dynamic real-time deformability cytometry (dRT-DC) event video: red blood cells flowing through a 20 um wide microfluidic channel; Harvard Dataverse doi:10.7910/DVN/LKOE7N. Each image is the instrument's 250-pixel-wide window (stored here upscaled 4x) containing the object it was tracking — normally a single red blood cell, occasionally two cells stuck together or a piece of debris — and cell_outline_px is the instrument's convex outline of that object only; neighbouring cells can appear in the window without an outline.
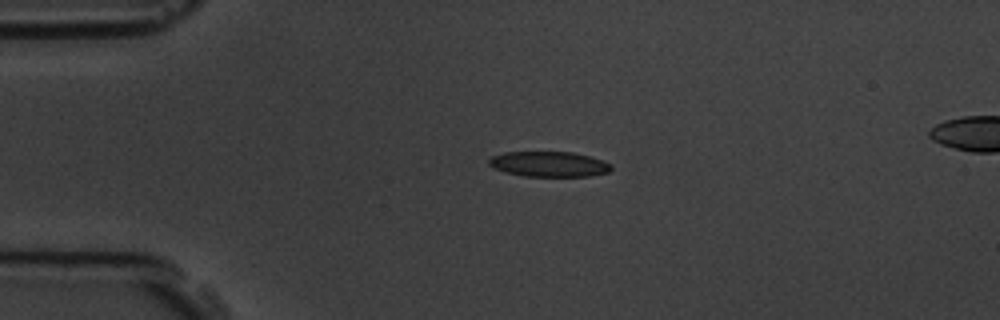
{"species": "common noctule bat (a hibernating species)", "species_latin": "Nyctalus noctula", "temperature_condition": "room temperature", "stored_images_in_passage": 4, "camera_frame_rate_fps": 3000, "um_per_image_px": 0.085, "animal": {"sex": "male", "body_mass_g": 19.5, "forearm_length_mm": 54.6}, "frame": {"image": 1, "passage_image": 3, "time_ms": 3.0, "image_size_px": [1000, 320], "cell_outline_px": [[612, 168], [608, 172], [588, 176], [524, 176], [504, 172], [488, 164], [488, 160], [492, 156], [504, 152], [572, 152], [604, 160], [612, 164]], "centroid_in_image_um": [46.67, 13.95], "position_along_channel_um": 38.3, "area_um2": 17.98}}